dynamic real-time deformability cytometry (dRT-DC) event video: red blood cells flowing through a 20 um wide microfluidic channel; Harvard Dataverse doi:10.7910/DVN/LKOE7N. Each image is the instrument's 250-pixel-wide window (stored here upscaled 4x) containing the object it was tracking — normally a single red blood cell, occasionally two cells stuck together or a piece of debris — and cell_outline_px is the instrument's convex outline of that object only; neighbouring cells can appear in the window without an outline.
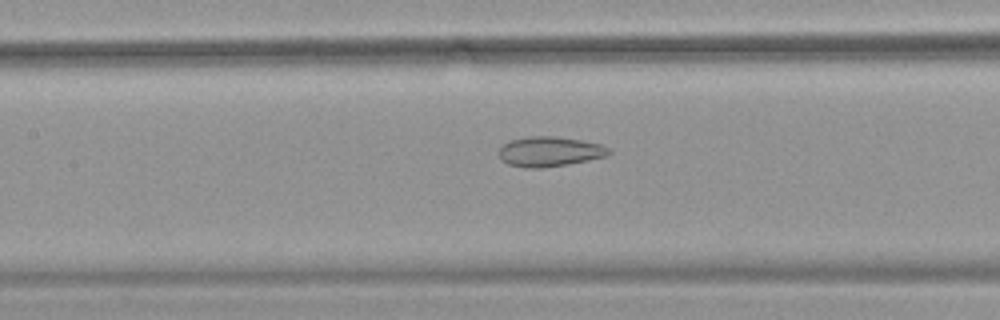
{"species": "common noctule bat (a hibernating species)", "species_latin": "Nyctalus noctula", "temperature_condition": "warm", "stored_images_in_passage": 53, "camera_frame_rate_fps": 3000, "um_per_image_px": 0.085, "animal": {"sex": "female", "body_mass_g": 18.4}, "frame": {"image": 1, "passage_image": 25, "time_ms": 8.0, "image_size_px": [1000, 320], "cell_outline_px": [[612, 152], [608, 156], [568, 164], [544, 168], [524, 168], [508, 164], [500, 160], [500, 148], [508, 140], [528, 136], [552, 136], [580, 140], [600, 144], [608, 148]], "centroid_in_image_um": [46.7, 12.89], "position_along_channel_um": 160.7, "area_um2": 19.25}}
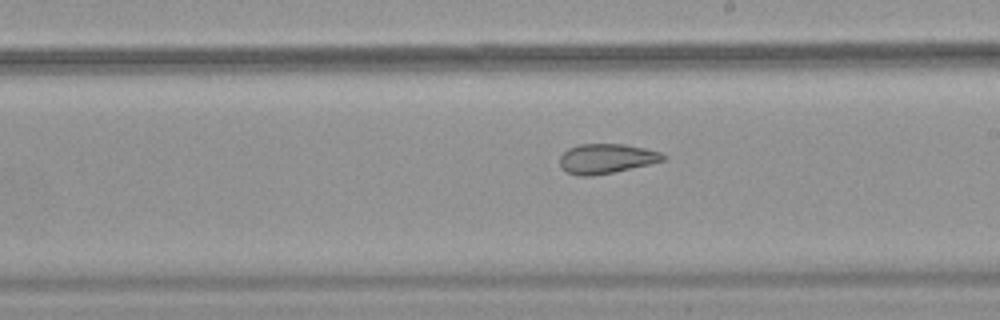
{"frame": {"image": 2, "passage_image": 31, "time_ms": 10.0, "image_size_px": [1000, 320], "cell_outline_px": [[668, 156], [664, 160], [648, 164], [612, 172], [592, 176], [580, 176], [568, 172], [560, 168], [560, 156], [568, 148], [580, 144], [624, 144], [644, 148], [660, 152]], "centroid_in_image_um": [51.52, 13.47], "position_along_channel_um": 237.5, "area_um2": 17.74}}
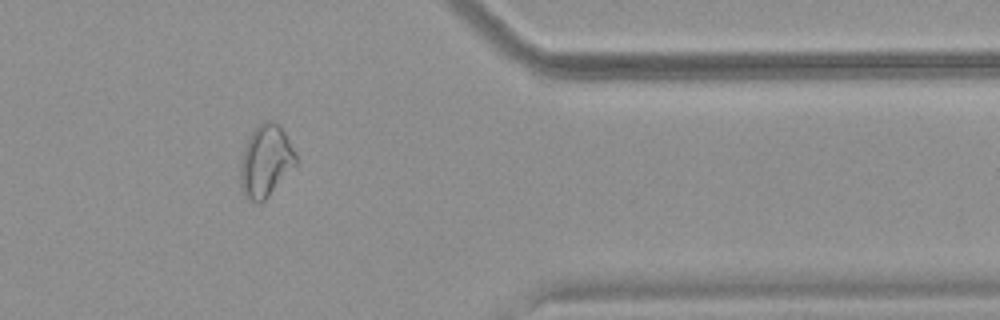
{"frame": {"image": 3, "passage_image": 44, "time_ms": 14.333, "image_size_px": [1000, 320], "cell_outline_px": [[296, 164], [268, 196], [260, 204], [256, 204], [244, 196], [240, 188], [240, 160], [244, 148], [252, 132], [264, 120], [276, 120], [284, 132], [296, 152]], "centroid_in_image_um": [22.56, 13.69], "position_along_channel_um": 388.8, "area_um2": 23.29}, "authors_computed_cell_mechanics": {"area_um2": 23.8714, "velocity_mm_per_s": 3.8605, "shape_relaxation_time_tau1_ms": null, "shape_relaxation_time_tau2_ms": 2.1245, "deformation_change_tau1": null, "deformation_change_tau2": 0.0982}}